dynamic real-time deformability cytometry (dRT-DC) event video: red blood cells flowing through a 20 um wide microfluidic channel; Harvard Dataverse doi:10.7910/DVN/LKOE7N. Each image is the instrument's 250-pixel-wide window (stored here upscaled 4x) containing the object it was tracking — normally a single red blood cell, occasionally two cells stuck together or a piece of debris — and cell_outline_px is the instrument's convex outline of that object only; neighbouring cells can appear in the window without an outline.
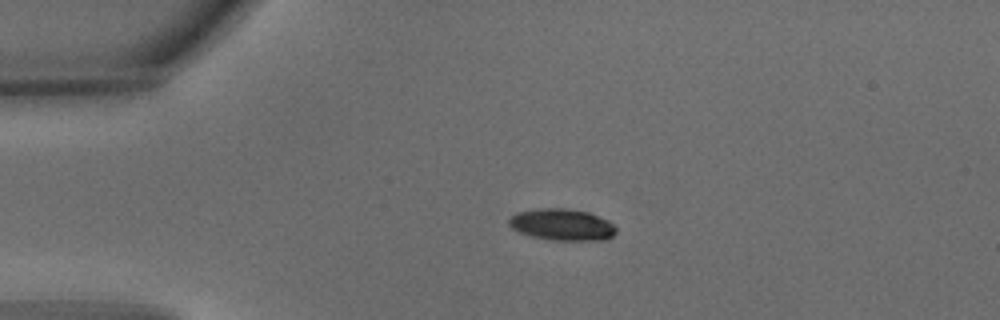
{"species": "common noctule bat (a hibernating species)", "species_latin": "Nyctalus noctula", "temperature_condition": "warm", "stored_images_in_passage": 5, "camera_frame_rate_fps": 3000, "um_per_image_px": 0.085, "animal": {"sex": "male", "body_mass_g": 15.6}, "frame": {"image": 1, "passage_image": 2, "time_ms": 0.333, "image_size_px": [1000, 320], "cell_outline_px": [[616, 232], [612, 236], [604, 240], [552, 240], [532, 236], [520, 232], [512, 228], [508, 224], [508, 220], [516, 212], [544, 208], [564, 208], [588, 212], [608, 220], [616, 228]], "centroid_in_image_um": [47.77, 19.09], "position_along_channel_um": 37.2, "area_um2": 19.59}}
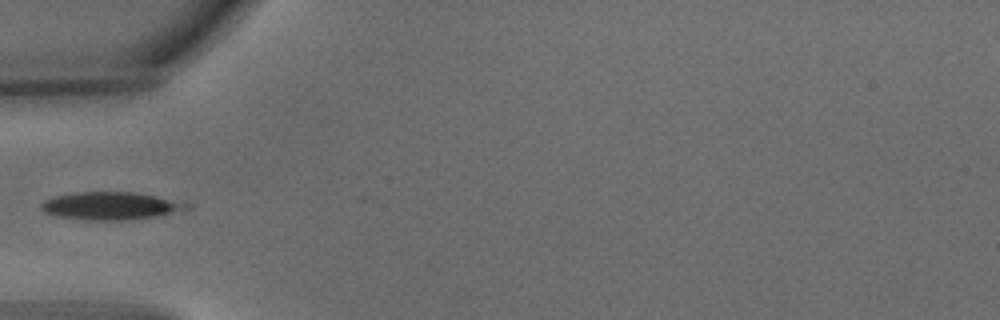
{"frame": {"image": 2, "passage_image": 3, "time_ms": 0.667, "image_size_px": [1000, 320], "cell_outline_px": [[192, 208], [156, 216], [124, 220], [88, 220], [60, 216], [44, 212], [40, 208], [40, 204], [44, 200], [56, 196], [76, 192], [132, 192], [192, 204]], "centroid_in_image_um": [9.38, 17.5], "position_along_channel_um": 75.6, "area_um2": 23.12}}
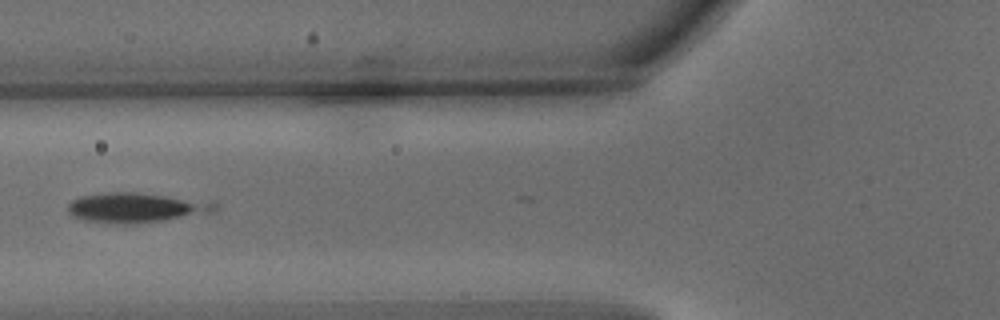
{"frame": {"image": 3, "passage_image": 4, "time_ms": 1.0, "image_size_px": [1000, 320], "cell_outline_px": [[220, 208], [216, 212], [164, 220], [132, 224], [116, 224], [88, 220], [72, 216], [68, 212], [68, 204], [72, 200], [80, 196], [108, 192], [136, 192], [216, 200]], "centroid_in_image_um": [11.71, 17.63], "position_along_channel_um": 114.1, "area_um2": 26.18}}